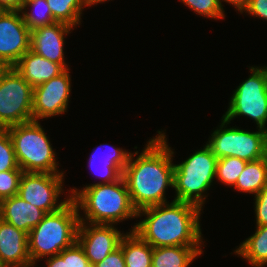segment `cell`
Listing matches in <instances>:
<instances>
[{
	"mask_svg": "<svg viewBox=\"0 0 267 267\" xmlns=\"http://www.w3.org/2000/svg\"><path fill=\"white\" fill-rule=\"evenodd\" d=\"M69 68L33 89L32 120L61 115L67 112L71 91Z\"/></svg>",
	"mask_w": 267,
	"mask_h": 267,
	"instance_id": "12",
	"label": "cell"
},
{
	"mask_svg": "<svg viewBox=\"0 0 267 267\" xmlns=\"http://www.w3.org/2000/svg\"><path fill=\"white\" fill-rule=\"evenodd\" d=\"M194 12L211 19H223L224 8L220 0H180Z\"/></svg>",
	"mask_w": 267,
	"mask_h": 267,
	"instance_id": "27",
	"label": "cell"
},
{
	"mask_svg": "<svg viewBox=\"0 0 267 267\" xmlns=\"http://www.w3.org/2000/svg\"><path fill=\"white\" fill-rule=\"evenodd\" d=\"M221 122L206 143L218 159L237 157L249 162L267 156L266 130L258 128L256 132H249L236 127L227 128L230 122L223 117Z\"/></svg>",
	"mask_w": 267,
	"mask_h": 267,
	"instance_id": "7",
	"label": "cell"
},
{
	"mask_svg": "<svg viewBox=\"0 0 267 267\" xmlns=\"http://www.w3.org/2000/svg\"><path fill=\"white\" fill-rule=\"evenodd\" d=\"M201 247L166 246L153 248L152 267H189L194 259L203 253Z\"/></svg>",
	"mask_w": 267,
	"mask_h": 267,
	"instance_id": "19",
	"label": "cell"
},
{
	"mask_svg": "<svg viewBox=\"0 0 267 267\" xmlns=\"http://www.w3.org/2000/svg\"><path fill=\"white\" fill-rule=\"evenodd\" d=\"M198 206L173 200L137 211V217L146 218L136 223L132 230L153 248L166 246H201L202 233ZM142 214V215H141Z\"/></svg>",
	"mask_w": 267,
	"mask_h": 267,
	"instance_id": "2",
	"label": "cell"
},
{
	"mask_svg": "<svg viewBox=\"0 0 267 267\" xmlns=\"http://www.w3.org/2000/svg\"><path fill=\"white\" fill-rule=\"evenodd\" d=\"M21 169L15 157L12 139L7 128L0 129V172Z\"/></svg>",
	"mask_w": 267,
	"mask_h": 267,
	"instance_id": "26",
	"label": "cell"
},
{
	"mask_svg": "<svg viewBox=\"0 0 267 267\" xmlns=\"http://www.w3.org/2000/svg\"><path fill=\"white\" fill-rule=\"evenodd\" d=\"M73 27L55 22L31 30L30 49L36 54L68 69L64 61V38Z\"/></svg>",
	"mask_w": 267,
	"mask_h": 267,
	"instance_id": "14",
	"label": "cell"
},
{
	"mask_svg": "<svg viewBox=\"0 0 267 267\" xmlns=\"http://www.w3.org/2000/svg\"><path fill=\"white\" fill-rule=\"evenodd\" d=\"M32 86L14 67L0 72V129L32 121Z\"/></svg>",
	"mask_w": 267,
	"mask_h": 267,
	"instance_id": "9",
	"label": "cell"
},
{
	"mask_svg": "<svg viewBox=\"0 0 267 267\" xmlns=\"http://www.w3.org/2000/svg\"><path fill=\"white\" fill-rule=\"evenodd\" d=\"M64 174L23 172L18 196L46 213H52L63 207L71 198L59 201Z\"/></svg>",
	"mask_w": 267,
	"mask_h": 267,
	"instance_id": "10",
	"label": "cell"
},
{
	"mask_svg": "<svg viewBox=\"0 0 267 267\" xmlns=\"http://www.w3.org/2000/svg\"><path fill=\"white\" fill-rule=\"evenodd\" d=\"M20 14V15H19ZM31 30L20 11H4L0 16V64L14 67L30 50Z\"/></svg>",
	"mask_w": 267,
	"mask_h": 267,
	"instance_id": "11",
	"label": "cell"
},
{
	"mask_svg": "<svg viewBox=\"0 0 267 267\" xmlns=\"http://www.w3.org/2000/svg\"><path fill=\"white\" fill-rule=\"evenodd\" d=\"M223 2H227L232 4L240 13H243V10L247 7L250 0H222ZM220 0V3L222 2Z\"/></svg>",
	"mask_w": 267,
	"mask_h": 267,
	"instance_id": "35",
	"label": "cell"
},
{
	"mask_svg": "<svg viewBox=\"0 0 267 267\" xmlns=\"http://www.w3.org/2000/svg\"><path fill=\"white\" fill-rule=\"evenodd\" d=\"M4 69V67L0 64V72Z\"/></svg>",
	"mask_w": 267,
	"mask_h": 267,
	"instance_id": "39",
	"label": "cell"
},
{
	"mask_svg": "<svg viewBox=\"0 0 267 267\" xmlns=\"http://www.w3.org/2000/svg\"><path fill=\"white\" fill-rule=\"evenodd\" d=\"M246 164V160L237 157L220 158L217 161L216 178L221 183L233 187Z\"/></svg>",
	"mask_w": 267,
	"mask_h": 267,
	"instance_id": "25",
	"label": "cell"
},
{
	"mask_svg": "<svg viewBox=\"0 0 267 267\" xmlns=\"http://www.w3.org/2000/svg\"><path fill=\"white\" fill-rule=\"evenodd\" d=\"M251 75L234 91L229 108L222 116L227 121L245 116L254 120L257 128L267 131V66L251 67Z\"/></svg>",
	"mask_w": 267,
	"mask_h": 267,
	"instance_id": "8",
	"label": "cell"
},
{
	"mask_svg": "<svg viewBox=\"0 0 267 267\" xmlns=\"http://www.w3.org/2000/svg\"><path fill=\"white\" fill-rule=\"evenodd\" d=\"M157 132L135 160L138 151L131 153L123 171L131 203L137 211L167 203L165 190L168 186L174 188V152L167 144L165 133Z\"/></svg>",
	"mask_w": 267,
	"mask_h": 267,
	"instance_id": "1",
	"label": "cell"
},
{
	"mask_svg": "<svg viewBox=\"0 0 267 267\" xmlns=\"http://www.w3.org/2000/svg\"><path fill=\"white\" fill-rule=\"evenodd\" d=\"M14 68L33 89L65 70L60 64L43 58L31 49L20 58Z\"/></svg>",
	"mask_w": 267,
	"mask_h": 267,
	"instance_id": "18",
	"label": "cell"
},
{
	"mask_svg": "<svg viewBox=\"0 0 267 267\" xmlns=\"http://www.w3.org/2000/svg\"><path fill=\"white\" fill-rule=\"evenodd\" d=\"M267 185V156L249 161L233 188L240 192L257 195Z\"/></svg>",
	"mask_w": 267,
	"mask_h": 267,
	"instance_id": "21",
	"label": "cell"
},
{
	"mask_svg": "<svg viewBox=\"0 0 267 267\" xmlns=\"http://www.w3.org/2000/svg\"><path fill=\"white\" fill-rule=\"evenodd\" d=\"M126 267H152L153 247L136 232H127L121 239Z\"/></svg>",
	"mask_w": 267,
	"mask_h": 267,
	"instance_id": "20",
	"label": "cell"
},
{
	"mask_svg": "<svg viewBox=\"0 0 267 267\" xmlns=\"http://www.w3.org/2000/svg\"><path fill=\"white\" fill-rule=\"evenodd\" d=\"M87 224L79 222L77 242L91 264L95 265L119 247L125 234L117 230L113 224Z\"/></svg>",
	"mask_w": 267,
	"mask_h": 267,
	"instance_id": "13",
	"label": "cell"
},
{
	"mask_svg": "<svg viewBox=\"0 0 267 267\" xmlns=\"http://www.w3.org/2000/svg\"><path fill=\"white\" fill-rule=\"evenodd\" d=\"M256 225H267V185L255 195Z\"/></svg>",
	"mask_w": 267,
	"mask_h": 267,
	"instance_id": "30",
	"label": "cell"
},
{
	"mask_svg": "<svg viewBox=\"0 0 267 267\" xmlns=\"http://www.w3.org/2000/svg\"><path fill=\"white\" fill-rule=\"evenodd\" d=\"M106 145L107 144H105V146L104 144L100 145L90 156L88 163L91 170L94 171L96 175L98 173L99 178H103L102 182L93 184H109L119 180L123 176V171L128 164L131 155L130 152L124 151L122 148H115L114 146H110L109 149L108 146L107 153L106 150L101 153V148L106 147Z\"/></svg>",
	"mask_w": 267,
	"mask_h": 267,
	"instance_id": "16",
	"label": "cell"
},
{
	"mask_svg": "<svg viewBox=\"0 0 267 267\" xmlns=\"http://www.w3.org/2000/svg\"><path fill=\"white\" fill-rule=\"evenodd\" d=\"M5 10L0 6V16L2 15V13L4 12Z\"/></svg>",
	"mask_w": 267,
	"mask_h": 267,
	"instance_id": "38",
	"label": "cell"
},
{
	"mask_svg": "<svg viewBox=\"0 0 267 267\" xmlns=\"http://www.w3.org/2000/svg\"><path fill=\"white\" fill-rule=\"evenodd\" d=\"M47 3L54 20L71 27H76L81 23L82 10L88 7L85 0H47Z\"/></svg>",
	"mask_w": 267,
	"mask_h": 267,
	"instance_id": "23",
	"label": "cell"
},
{
	"mask_svg": "<svg viewBox=\"0 0 267 267\" xmlns=\"http://www.w3.org/2000/svg\"><path fill=\"white\" fill-rule=\"evenodd\" d=\"M20 1H21L22 6H23L24 4H26V3L30 2V1H33V0H20Z\"/></svg>",
	"mask_w": 267,
	"mask_h": 267,
	"instance_id": "37",
	"label": "cell"
},
{
	"mask_svg": "<svg viewBox=\"0 0 267 267\" xmlns=\"http://www.w3.org/2000/svg\"><path fill=\"white\" fill-rule=\"evenodd\" d=\"M218 158L206 144L180 164H174V200L194 204L202 209L214 178Z\"/></svg>",
	"mask_w": 267,
	"mask_h": 267,
	"instance_id": "6",
	"label": "cell"
},
{
	"mask_svg": "<svg viewBox=\"0 0 267 267\" xmlns=\"http://www.w3.org/2000/svg\"><path fill=\"white\" fill-rule=\"evenodd\" d=\"M28 7H32L33 8L32 11L33 12L37 11V12L36 13L28 12L26 10L28 9ZM20 12L22 14L24 23L30 30L56 22L52 15L51 9L48 6L47 0L30 1L22 6Z\"/></svg>",
	"mask_w": 267,
	"mask_h": 267,
	"instance_id": "24",
	"label": "cell"
},
{
	"mask_svg": "<svg viewBox=\"0 0 267 267\" xmlns=\"http://www.w3.org/2000/svg\"><path fill=\"white\" fill-rule=\"evenodd\" d=\"M70 191L78 210L85 214V219L79 216L80 222L114 225L137 217L123 176L113 183L90 184L80 191L76 188Z\"/></svg>",
	"mask_w": 267,
	"mask_h": 267,
	"instance_id": "3",
	"label": "cell"
},
{
	"mask_svg": "<svg viewBox=\"0 0 267 267\" xmlns=\"http://www.w3.org/2000/svg\"><path fill=\"white\" fill-rule=\"evenodd\" d=\"M13 142L16 161L23 172L64 174L56 162V152L38 121L7 128Z\"/></svg>",
	"mask_w": 267,
	"mask_h": 267,
	"instance_id": "5",
	"label": "cell"
},
{
	"mask_svg": "<svg viewBox=\"0 0 267 267\" xmlns=\"http://www.w3.org/2000/svg\"><path fill=\"white\" fill-rule=\"evenodd\" d=\"M59 255L66 260L67 267H93L77 241L72 246L62 250Z\"/></svg>",
	"mask_w": 267,
	"mask_h": 267,
	"instance_id": "29",
	"label": "cell"
},
{
	"mask_svg": "<svg viewBox=\"0 0 267 267\" xmlns=\"http://www.w3.org/2000/svg\"><path fill=\"white\" fill-rule=\"evenodd\" d=\"M85 1L88 6H92L93 4L103 3L106 2L107 0H85Z\"/></svg>",
	"mask_w": 267,
	"mask_h": 267,
	"instance_id": "36",
	"label": "cell"
},
{
	"mask_svg": "<svg viewBox=\"0 0 267 267\" xmlns=\"http://www.w3.org/2000/svg\"><path fill=\"white\" fill-rule=\"evenodd\" d=\"M93 267H126L122 248L119 246Z\"/></svg>",
	"mask_w": 267,
	"mask_h": 267,
	"instance_id": "31",
	"label": "cell"
},
{
	"mask_svg": "<svg viewBox=\"0 0 267 267\" xmlns=\"http://www.w3.org/2000/svg\"><path fill=\"white\" fill-rule=\"evenodd\" d=\"M243 11L249 15L267 20V0H250Z\"/></svg>",
	"mask_w": 267,
	"mask_h": 267,
	"instance_id": "32",
	"label": "cell"
},
{
	"mask_svg": "<svg viewBox=\"0 0 267 267\" xmlns=\"http://www.w3.org/2000/svg\"><path fill=\"white\" fill-rule=\"evenodd\" d=\"M0 6L5 11H21L22 8L20 0H0Z\"/></svg>",
	"mask_w": 267,
	"mask_h": 267,
	"instance_id": "33",
	"label": "cell"
},
{
	"mask_svg": "<svg viewBox=\"0 0 267 267\" xmlns=\"http://www.w3.org/2000/svg\"><path fill=\"white\" fill-rule=\"evenodd\" d=\"M0 263L3 267H33L28 234L0 218Z\"/></svg>",
	"mask_w": 267,
	"mask_h": 267,
	"instance_id": "15",
	"label": "cell"
},
{
	"mask_svg": "<svg viewBox=\"0 0 267 267\" xmlns=\"http://www.w3.org/2000/svg\"><path fill=\"white\" fill-rule=\"evenodd\" d=\"M47 267H67L66 260H64L59 254L46 259Z\"/></svg>",
	"mask_w": 267,
	"mask_h": 267,
	"instance_id": "34",
	"label": "cell"
},
{
	"mask_svg": "<svg viewBox=\"0 0 267 267\" xmlns=\"http://www.w3.org/2000/svg\"><path fill=\"white\" fill-rule=\"evenodd\" d=\"M254 267L267 264V225L257 226L253 235L247 238L234 251Z\"/></svg>",
	"mask_w": 267,
	"mask_h": 267,
	"instance_id": "22",
	"label": "cell"
},
{
	"mask_svg": "<svg viewBox=\"0 0 267 267\" xmlns=\"http://www.w3.org/2000/svg\"><path fill=\"white\" fill-rule=\"evenodd\" d=\"M47 213L18 195L0 201V218L27 234Z\"/></svg>",
	"mask_w": 267,
	"mask_h": 267,
	"instance_id": "17",
	"label": "cell"
},
{
	"mask_svg": "<svg viewBox=\"0 0 267 267\" xmlns=\"http://www.w3.org/2000/svg\"><path fill=\"white\" fill-rule=\"evenodd\" d=\"M22 169L0 172V201L18 195Z\"/></svg>",
	"mask_w": 267,
	"mask_h": 267,
	"instance_id": "28",
	"label": "cell"
},
{
	"mask_svg": "<svg viewBox=\"0 0 267 267\" xmlns=\"http://www.w3.org/2000/svg\"><path fill=\"white\" fill-rule=\"evenodd\" d=\"M80 212L70 198L59 210L47 213L28 234L31 264L42 257L58 255L77 241Z\"/></svg>",
	"mask_w": 267,
	"mask_h": 267,
	"instance_id": "4",
	"label": "cell"
}]
</instances>
